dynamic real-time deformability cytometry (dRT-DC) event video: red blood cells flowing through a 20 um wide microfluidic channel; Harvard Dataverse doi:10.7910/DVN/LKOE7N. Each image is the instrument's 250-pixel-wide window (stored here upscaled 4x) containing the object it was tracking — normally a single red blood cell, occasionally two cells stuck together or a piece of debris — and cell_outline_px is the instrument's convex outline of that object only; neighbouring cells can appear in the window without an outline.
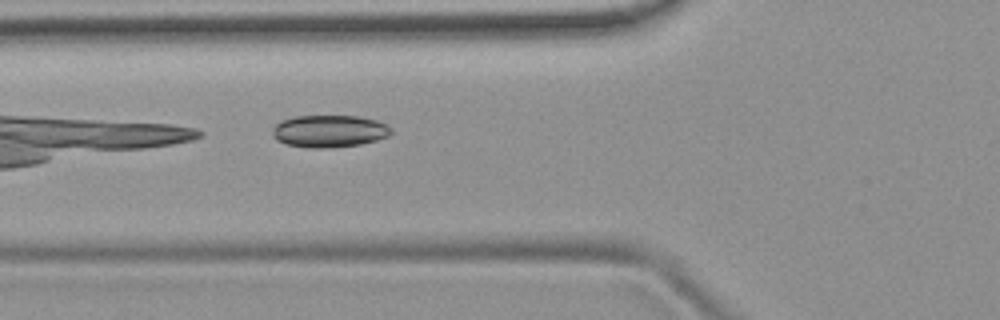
{"species": "common noctule bat (a hibernating species)", "species_latin": "Nyctalus noctula", "temperature_condition": "room temperature", "stored_images_in_passage": 33, "camera_frame_rate_fps": 3000, "um_per_image_px": 0.085, "animal": {"sex": "female", "body_mass_g": 19.9}, "frame": {"image": 1, "passage_image": 4, "time_ms": 1.0, "image_size_px": [1000, 320], "cell_outline_px": [[392, 132], [388, 136], [376, 140], [360, 144], [328, 148], [308, 148], [288, 144], [276, 140], [272, 136], [272, 128], [280, 120], [296, 116], [356, 116], [376, 120], [388, 124], [392, 128]], "centroid_in_image_um": [27.98, 11.14], "position_along_channel_um": 97.8, "area_um2": 22.43}}
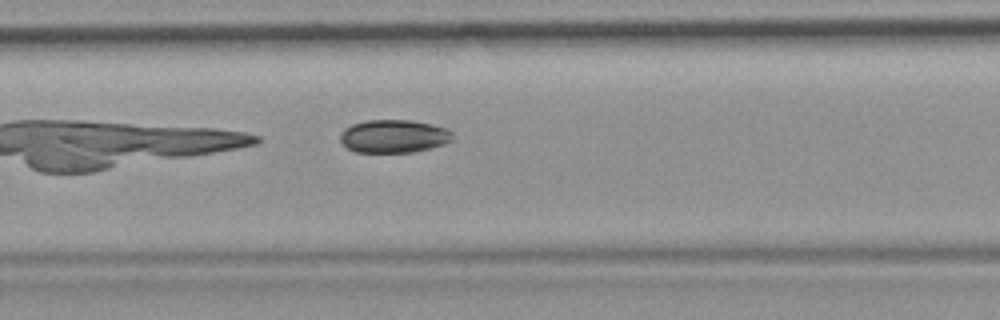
{"frame": {"image": 2, "passage_image": 10, "time_ms": 3.0, "image_size_px": [1000, 320], "cell_outline_px": [[452, 140], [444, 144], [432, 148], [412, 152], [356, 152], [340, 144], [340, 132], [344, 128], [352, 124], [368, 120], [412, 120], [432, 124], [448, 128], [452, 132]], "centroid_in_image_um": [33.46, 11.58], "position_along_channel_um": 173.9, "area_um2": 21.91}}
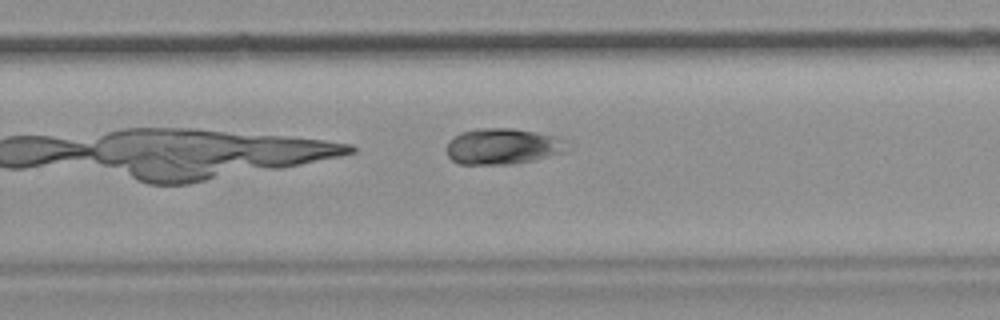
{"frame": {"image": 3, "passage_image": 19, "time_ms": 6.0, "image_size_px": [1000, 320], "cell_outline_px": [[568, 140], [564, 152], [536, 160], [508, 164], [460, 164], [452, 160], [448, 156], [448, 140], [460, 132], [476, 128], [512, 128], [536, 132], [556, 136]], "centroid_in_image_um": [42.73, 12.43], "position_along_channel_um": 287.1, "area_um2": 25.37}, "authors_computed_cell_mechanics": {"area_um2": 24.1604, "velocity_mm_per_s": 3.7829, "shape_relaxation_time_tau1_ms": 1.3682, "shape_relaxation_time_tau2_ms": null, "deformation_change_tau1": 0.0496, "deformation_change_tau2": null}}